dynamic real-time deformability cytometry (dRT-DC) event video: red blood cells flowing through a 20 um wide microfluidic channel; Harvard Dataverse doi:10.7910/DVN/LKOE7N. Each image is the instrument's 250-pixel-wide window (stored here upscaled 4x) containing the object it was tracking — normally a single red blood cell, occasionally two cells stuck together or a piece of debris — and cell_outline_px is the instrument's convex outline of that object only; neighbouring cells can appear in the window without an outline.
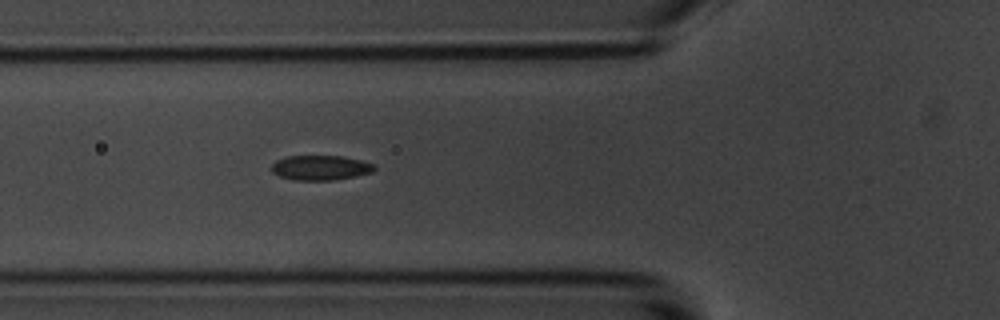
{"species": "common noctule bat (a hibernating species)", "species_latin": "Nyctalus noctula", "temperature_condition": "room temperature", "stored_images_in_passage": 46, "camera_frame_rate_fps": 3000, "um_per_image_px": 0.085, "animal": {"sex": "male", "body_mass_g": 20.1, "forearm_length_mm": 53.5}, "frame": {"image": 1, "passage_image": 12, "time_ms": 3.667, "image_size_px": [1000, 320], "cell_outline_px": [[376, 168], [372, 172], [356, 176], [332, 180], [292, 180], [280, 176], [272, 172], [272, 164], [276, 160], [284, 156], [340, 156], [360, 160], [376, 164]], "centroid_in_image_um": [27.24, 14.25], "position_along_channel_um": 98.6, "area_um2": 14.91}}
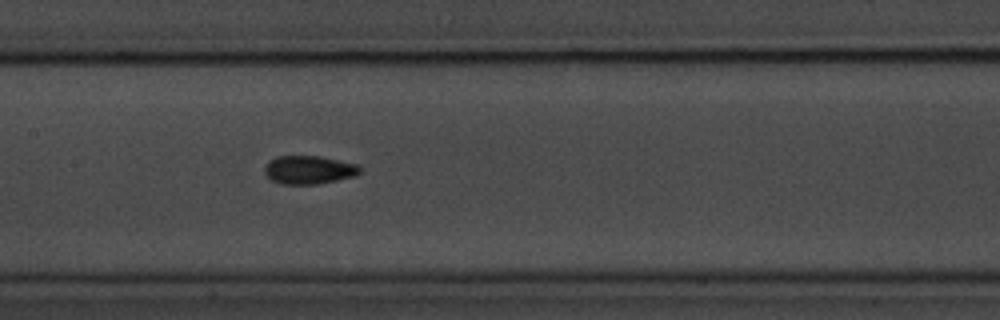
{"frame": {"image": 2, "passage_image": 19, "time_ms": 6.0, "image_size_px": [1000, 320], "cell_outline_px": [[360, 172], [356, 176], [316, 184], [280, 184], [272, 180], [264, 172], [264, 168], [268, 160], [276, 156], [320, 156], [356, 164], [360, 168]], "centroid_in_image_um": [26.22, 14.43], "position_along_channel_um": 181.2, "area_um2": 15.72}}
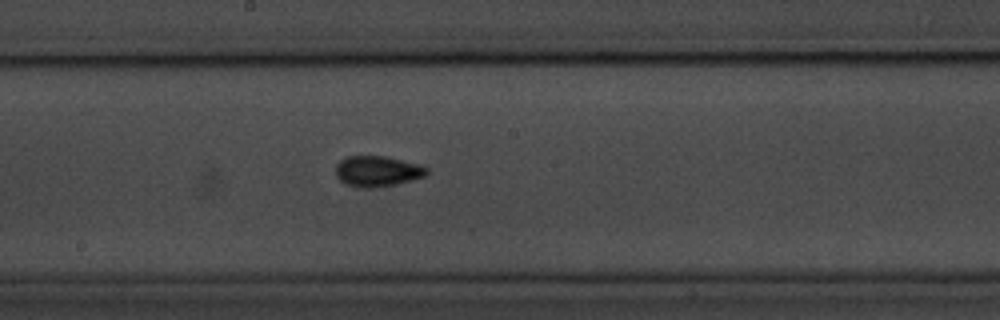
{"frame": {"image": 3, "passage_image": 22, "time_ms": 7.0, "image_size_px": [1000, 320], "cell_outline_px": [[428, 172], [424, 176], [412, 180], [396, 184], [372, 188], [364, 188], [344, 184], [336, 176], [336, 164], [340, 160], [348, 156], [388, 156], [420, 164], [428, 168]], "centroid_in_image_um": [32.08, 14.55], "position_along_channel_um": 216.1, "area_um2": 16.42}, "authors_computed_cell_mechanics": {"area_um2": 15.2014, "velocity_mm_per_s": 3.5104, "shape_relaxation_time_tau1_ms": 3.8954, "shape_relaxation_time_tau2_ms": 2.3392, "deformation_change_tau1": 0.1403, "deformation_change_tau2": 0.0616}}